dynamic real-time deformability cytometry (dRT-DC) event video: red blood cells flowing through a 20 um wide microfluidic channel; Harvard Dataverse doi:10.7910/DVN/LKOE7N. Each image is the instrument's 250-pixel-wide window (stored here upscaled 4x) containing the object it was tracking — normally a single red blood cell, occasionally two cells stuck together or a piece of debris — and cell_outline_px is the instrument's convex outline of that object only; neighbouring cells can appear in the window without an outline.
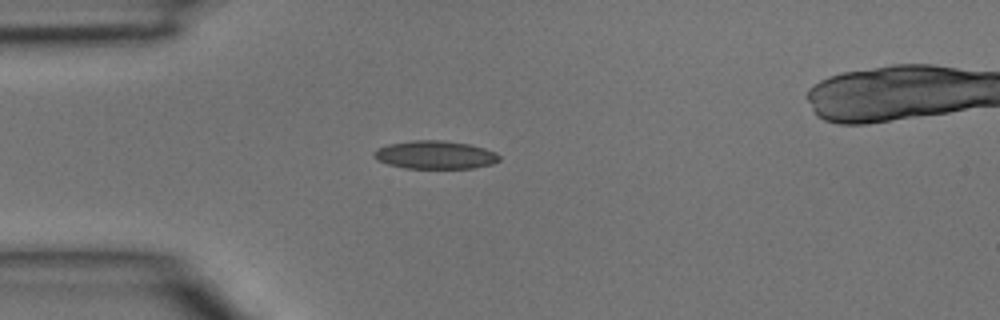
{"species": "common noctule bat (a hibernating species)", "species_latin": "Nyctalus noctula", "temperature_condition": "room temperature", "stored_images_in_passage": 2, "camera_frame_rate_fps": 3000, "um_per_image_px": 0.085, "animal": {"sex": "male", "body_mass_g": 15.6}, "frame": {"image": 1, "passage_image": 1, "time_ms": 0.0, "image_size_px": [1000, 320], "cell_outline_px": [[500, 160], [492, 164], [472, 168], [404, 168], [388, 164], [372, 156], [372, 152], [376, 148], [388, 144], [412, 140], [444, 140], [468, 144], [484, 148], [496, 152], [500, 156]], "centroid_in_image_um": [36.97, 13.16], "position_along_channel_um": 48.0, "area_um2": 20.63}}